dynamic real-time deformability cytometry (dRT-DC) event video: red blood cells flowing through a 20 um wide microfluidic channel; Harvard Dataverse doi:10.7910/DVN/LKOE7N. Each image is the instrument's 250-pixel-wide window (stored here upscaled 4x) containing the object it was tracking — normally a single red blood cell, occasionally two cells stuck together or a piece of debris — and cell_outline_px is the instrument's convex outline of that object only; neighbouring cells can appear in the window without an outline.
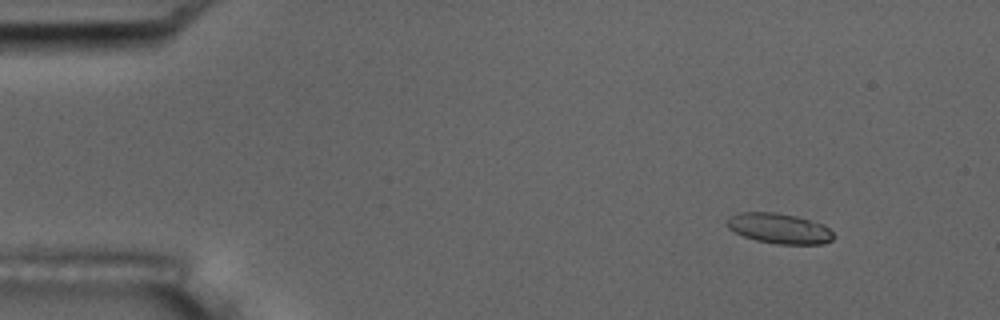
{"species": "common noctule bat (a hibernating species)", "species_latin": "Nyctalus noctula", "temperature_condition": "room temperature", "stored_images_in_passage": 4, "camera_frame_rate_fps": 3000, "um_per_image_px": 0.085, "animal": {"sex": "male", "body_mass_g": 17.5, "forearm_length_mm": 52.3}, "frame": {"image": 1, "passage_image": 2, "time_ms": 1.0, "image_size_px": [1000, 320], "cell_outline_px": [[836, 236], [832, 240], [824, 244], [776, 244], [756, 240], [744, 236], [728, 228], [724, 224], [724, 220], [728, 216], [736, 212], [776, 212], [796, 216], [824, 224]], "centroid_in_image_um": [66.2, 19.4], "position_along_channel_um": 18.8, "area_um2": 19.13}}